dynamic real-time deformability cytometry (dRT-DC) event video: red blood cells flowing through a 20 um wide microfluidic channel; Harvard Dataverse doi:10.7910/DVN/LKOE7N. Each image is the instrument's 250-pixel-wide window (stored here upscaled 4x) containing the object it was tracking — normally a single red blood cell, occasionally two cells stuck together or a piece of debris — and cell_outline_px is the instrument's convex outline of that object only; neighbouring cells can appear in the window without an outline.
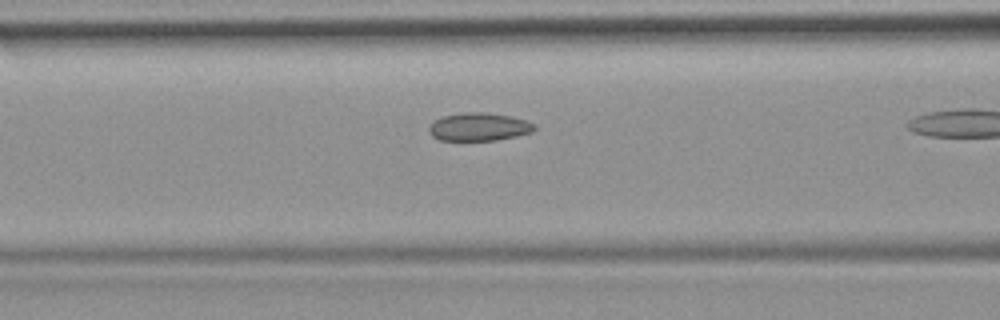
{"species": "common noctule bat (a hibernating species)", "species_latin": "Nyctalus noctula", "temperature_condition": "room temperature", "stored_images_in_passage": 30, "camera_frame_rate_fps": 3000, "um_per_image_px": 0.085, "animal": {"sex": "female", "body_mass_g": 19.9}, "frame": {"image": 1, "passage_image": 13, "time_ms": 4.0, "image_size_px": [1000, 320], "cell_outline_px": [[536, 128], [532, 132], [516, 136], [496, 140], [440, 140], [432, 136], [428, 132], [428, 128], [436, 120], [444, 116], [468, 112], [484, 112], [512, 116], [528, 120], [536, 124]], "centroid_in_image_um": [40.76, 10.78], "position_along_channel_um": 125.8, "area_um2": 17.22}}